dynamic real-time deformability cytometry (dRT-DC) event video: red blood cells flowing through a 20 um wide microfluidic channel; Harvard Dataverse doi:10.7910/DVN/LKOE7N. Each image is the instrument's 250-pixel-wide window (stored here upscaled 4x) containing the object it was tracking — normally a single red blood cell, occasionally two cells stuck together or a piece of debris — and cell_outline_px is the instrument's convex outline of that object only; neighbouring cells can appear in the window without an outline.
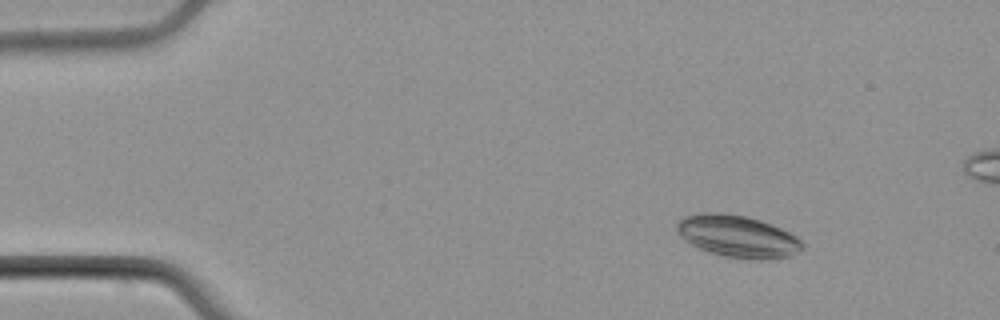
{"species": "common noctule bat (a hibernating species)", "species_latin": "Nyctalus noctula", "temperature_condition": "cold", "stored_images_in_passage": 4, "camera_frame_rate_fps": 3000, "um_per_image_px": 0.085, "animal": {"sex": "male", "body_mass_g": 21.5, "forearm_length_mm": 52.0}, "frame": {"image": 1, "passage_image": 2, "time_ms": 1.0, "image_size_px": [1000, 320], "cell_outline_px": [[804, 248], [800, 252], [792, 256], [760, 260], [752, 260], [724, 256], [700, 248], [684, 240], [680, 236], [676, 228], [676, 224], [684, 216], [712, 212], [720, 212], [744, 216], [760, 220], [772, 224], [796, 236], [804, 244]], "centroid_in_image_um": [62.74, 20.1], "position_along_channel_um": 22.3, "area_um2": 30.69}}